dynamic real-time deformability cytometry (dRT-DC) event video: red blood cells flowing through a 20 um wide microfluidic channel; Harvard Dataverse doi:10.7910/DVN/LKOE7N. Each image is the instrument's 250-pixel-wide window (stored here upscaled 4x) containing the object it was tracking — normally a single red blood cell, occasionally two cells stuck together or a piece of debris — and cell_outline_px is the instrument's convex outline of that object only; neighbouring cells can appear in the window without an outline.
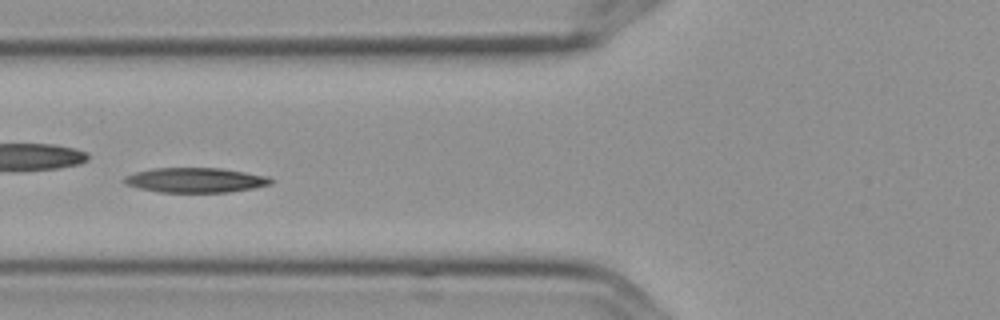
{"species": "Egyptian fruit bat (a non-hibernating species)", "species_latin": "Rousettus aegyptiacus", "temperature_condition": "cold", "stored_images_in_passage": 5, "camera_frame_rate_fps": 3000, "um_per_image_px": 0.085, "frame": {"image": 1, "passage_image": 4, "time_ms": 1.0, "image_size_px": [1000, 320], "cell_outline_px": [[276, 180], [272, 184], [256, 188], [228, 192], [156, 192], [124, 184], [120, 180], [124, 176], [136, 172], [156, 168], [220, 168], [268, 176]], "centroid_in_image_um": [16.62, 15.31], "position_along_channel_um": 109.2, "area_um2": 21.39}}
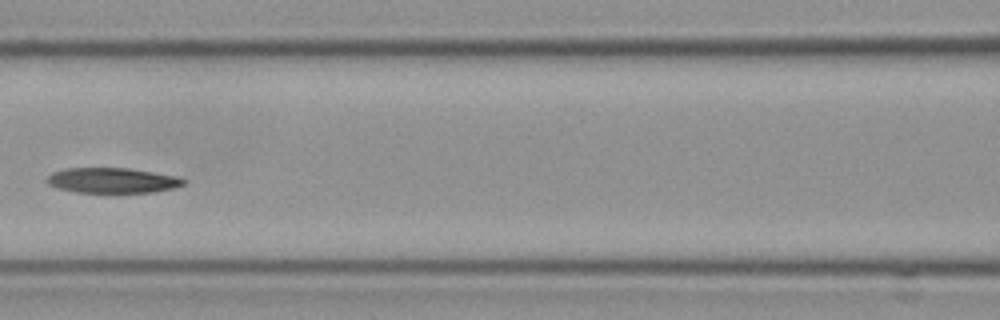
{"frame": {"image": 2, "passage_image": 5, "time_ms": 1.333, "image_size_px": [1000, 320], "cell_outline_px": [[188, 180], [184, 184], [176, 188], [156, 192], [76, 192], [60, 188], [48, 184], [44, 180], [52, 172], [68, 168], [128, 168], [176, 176]], "centroid_in_image_um": [9.58, 15.33], "position_along_channel_um": 157.0, "area_um2": 20.06}}